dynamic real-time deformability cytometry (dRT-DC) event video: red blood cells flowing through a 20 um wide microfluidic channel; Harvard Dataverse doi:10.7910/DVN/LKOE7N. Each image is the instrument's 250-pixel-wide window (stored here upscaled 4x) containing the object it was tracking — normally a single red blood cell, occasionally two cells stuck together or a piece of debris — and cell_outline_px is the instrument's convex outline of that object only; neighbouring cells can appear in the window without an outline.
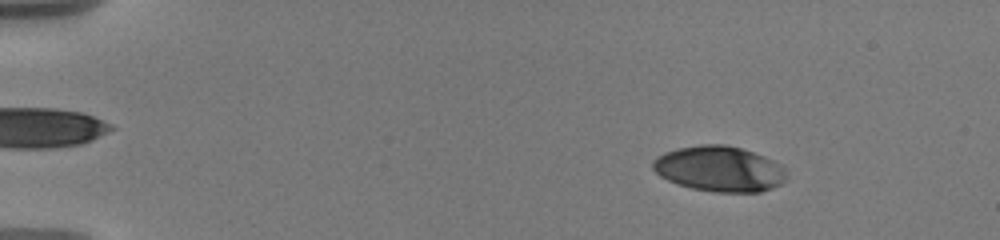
{"species": "human", "species_latin": "Homo sapiens", "temperature_condition": "warm", "stored_images_in_passage": 31, "camera_frame_rate_fps": 3000, "um_per_image_px": 0.085, "donor": {"sex": "male"}, "frame": {"image": 1, "passage_image": 14, "time_ms": 2.667, "image_size_px": [1000, 240], "cell_outline_px": [[784, 180], [780, 184], [772, 188], [760, 192], [712, 192], [692, 188], [676, 184], [660, 176], [652, 168], [652, 160], [656, 156], [664, 152], [676, 148], [700, 144], [724, 144], [740, 148], [764, 156], [780, 164], [784, 168]], "centroid_in_image_um": [61.09, 14.35], "position_along_channel_um": 23.9, "area_um2": 35.49}}
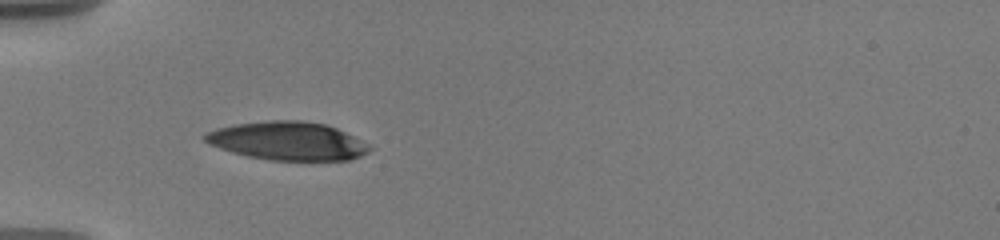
{"frame": {"image": 2, "passage_image": 30, "time_ms": 6.333, "image_size_px": [1000, 240], "cell_outline_px": [[372, 148], [368, 152], [360, 156], [348, 160], [272, 160], [248, 156], [232, 152], [208, 144], [200, 136], [204, 132], [216, 128], [236, 124], [272, 120], [300, 120], [324, 124], [336, 128], [368, 144]], "centroid_in_image_um": [24.4, 11.98], "position_along_channel_um": 60.6, "area_um2": 36.65}}